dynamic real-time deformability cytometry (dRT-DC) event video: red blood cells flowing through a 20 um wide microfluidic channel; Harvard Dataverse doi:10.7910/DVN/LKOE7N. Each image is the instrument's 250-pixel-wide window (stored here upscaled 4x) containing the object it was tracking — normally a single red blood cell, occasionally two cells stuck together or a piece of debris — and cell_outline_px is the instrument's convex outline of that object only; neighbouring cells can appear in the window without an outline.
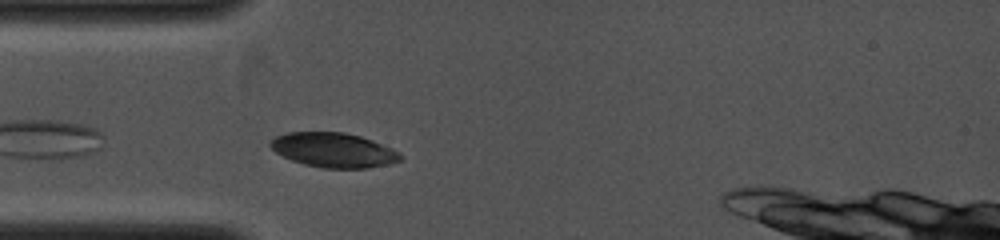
{"species": "common noctule bat (a hibernating species)", "species_latin": "Nyctalus noctula", "temperature_condition": "cold", "stored_images_in_passage": 9, "camera_frame_rate_fps": 4000, "um_per_image_px": 0.085, "animal": {"sex": "female", "body_mass_g": 19.0, "forearm_length_mm": 53.3}, "frame": {"image": 1, "passage_image": 1, "time_ms": 0.0, "image_size_px": [1000, 240], "cell_outline_px": [[404, 156], [400, 160], [392, 164], [368, 168], [324, 168], [304, 164], [292, 160], [276, 152], [268, 144], [276, 136], [288, 132], [344, 132], [360, 136], [372, 140], [392, 148], [400, 152]], "centroid_in_image_um": [28.4, 12.76], "position_along_channel_um": 56.6, "area_um2": 26.24}}
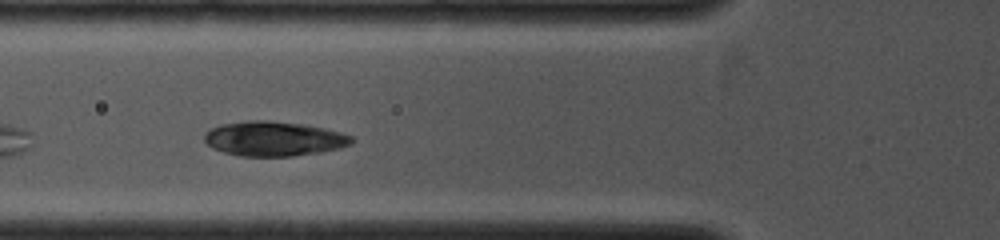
{"frame": {"image": 2, "passage_image": 3, "time_ms": 1.0, "image_size_px": [1000, 240], "cell_outline_px": [[356, 140], [352, 144], [340, 148], [320, 152], [292, 156], [240, 156], [224, 152], [212, 148], [204, 140], [204, 132], [220, 124], [248, 120], [268, 120], [304, 124], [324, 128], [340, 132], [352, 136]], "centroid_in_image_um": [23.28, 11.78], "position_along_channel_um": 102.5, "area_um2": 29.94}}